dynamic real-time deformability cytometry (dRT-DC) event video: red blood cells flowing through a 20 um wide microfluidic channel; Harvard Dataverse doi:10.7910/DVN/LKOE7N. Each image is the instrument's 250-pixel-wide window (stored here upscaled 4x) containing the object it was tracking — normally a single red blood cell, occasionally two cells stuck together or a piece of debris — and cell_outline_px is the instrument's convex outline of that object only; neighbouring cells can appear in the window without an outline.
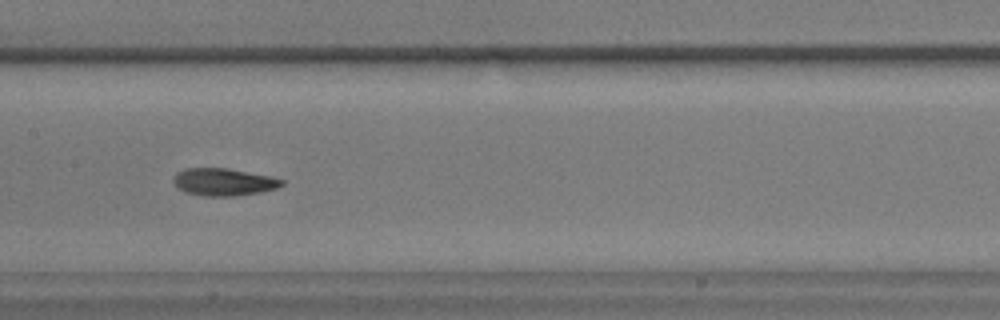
{"species": "common noctule bat (a hibernating species)", "species_latin": "Nyctalus noctula", "temperature_condition": "warm", "stored_images_in_passage": 31, "camera_frame_rate_fps": 3000, "um_per_image_px": 0.085, "animal": {"sex": "male", "body_mass_g": 17.9}, "frame": {"image": 1, "passage_image": 13, "time_ms": 4.0, "image_size_px": [1000, 320], "cell_outline_px": [[284, 184], [276, 188], [260, 192], [232, 196], [200, 196], [184, 192], [172, 180], [176, 172], [184, 168], [228, 168], [268, 176], [284, 180]], "centroid_in_image_um": [18.97, 15.47], "position_along_channel_um": 188.4, "area_um2": 17.22}, "authors_computed_cell_mechanics": {"area_um2": 17.051, "velocity_mm_per_s": 3.5854, "shape_relaxation_time_tau1_ms": 5.8502, "shape_relaxation_time_tau2_ms": 2.3149, "deformation_change_tau1": 0.1591, "deformation_change_tau2": 0.0815}}